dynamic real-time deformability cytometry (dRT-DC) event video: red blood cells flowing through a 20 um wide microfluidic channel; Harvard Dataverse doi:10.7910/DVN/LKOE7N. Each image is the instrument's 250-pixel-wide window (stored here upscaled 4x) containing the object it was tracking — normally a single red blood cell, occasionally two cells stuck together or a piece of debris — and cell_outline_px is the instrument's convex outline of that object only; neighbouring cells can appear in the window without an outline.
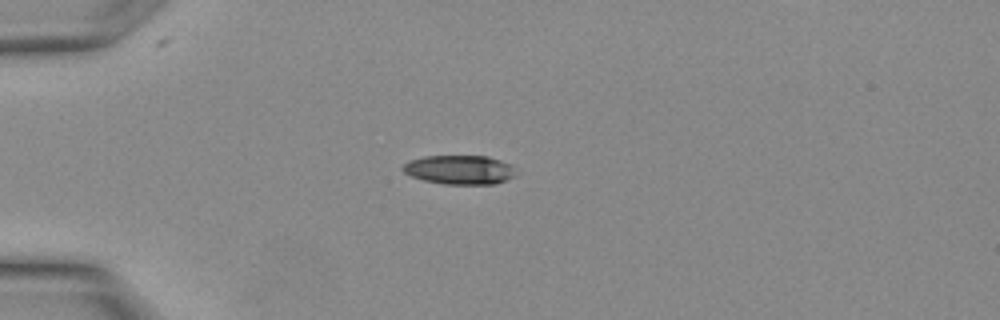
{"species": "Egyptian fruit bat (a non-hibernating species)", "species_latin": "Rousettus aegyptiacus", "temperature_condition": "warm", "stored_images_in_passage": 24, "camera_frame_rate_fps": 3000, "um_per_image_px": 0.085, "animal": {"sex": "female"}, "frame": {"image": 1, "passage_image": 1, "time_ms": 0.0, "image_size_px": [1000, 320], "cell_outline_px": [[516, 176], [496, 184], [444, 184], [424, 180], [412, 176], [404, 172], [400, 168], [404, 164], [412, 160], [424, 156], [488, 156], [512, 164]], "centroid_in_image_um": [39.1, 14.43], "position_along_channel_um": 45.9, "area_um2": 19.19}}
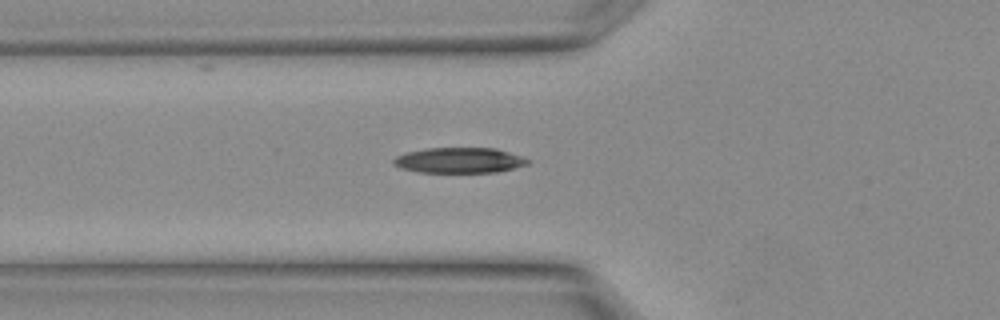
{"frame": {"image": 2, "passage_image": 4, "time_ms": 1.0, "image_size_px": [1000, 320], "cell_outline_px": [[532, 160], [528, 164], [496, 172], [420, 172], [400, 168], [392, 164], [392, 160], [396, 156], [408, 152], [428, 148], [496, 148]], "centroid_in_image_um": [39.02, 13.62], "position_along_channel_um": 86.8, "area_um2": 19.77}}
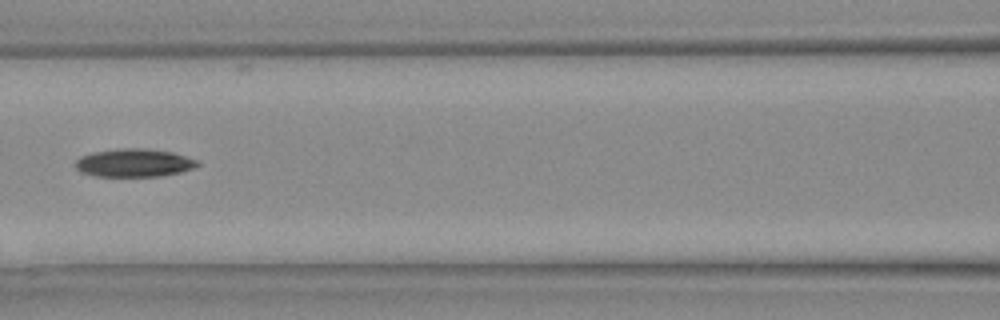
{"frame": {"image": 3, "passage_image": 7, "time_ms": 2.0, "image_size_px": [1000, 320], "cell_outline_px": [[200, 164], [192, 168], [180, 172], [160, 176], [96, 176], [80, 172], [76, 168], [76, 160], [80, 156], [92, 152], [120, 148], [144, 148], [172, 152], [196, 160]], "centroid_in_image_um": [11.35, 13.84], "position_along_channel_um": 155.2, "area_um2": 19.88}}